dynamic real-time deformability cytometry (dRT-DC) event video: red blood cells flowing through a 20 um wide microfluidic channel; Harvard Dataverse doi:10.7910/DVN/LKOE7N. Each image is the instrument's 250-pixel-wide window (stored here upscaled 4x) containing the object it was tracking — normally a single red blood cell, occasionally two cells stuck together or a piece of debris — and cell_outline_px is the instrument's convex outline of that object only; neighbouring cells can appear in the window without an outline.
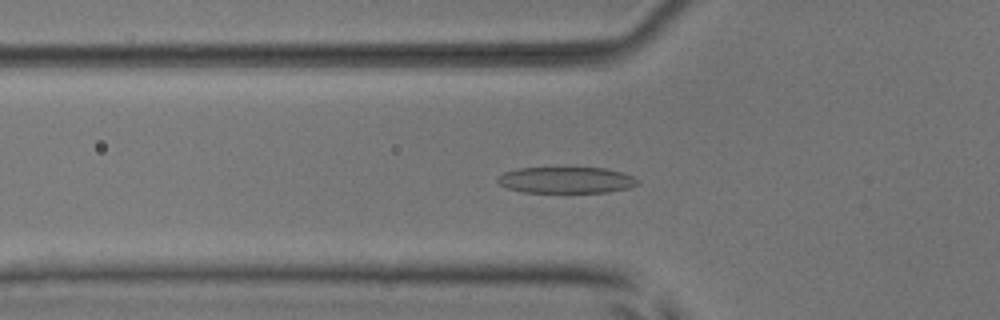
{"species": "common noctule bat (a hibernating species)", "species_latin": "Nyctalus noctula", "temperature_condition": "room temperature", "stored_images_in_passage": 52, "camera_frame_rate_fps": 3000, "um_per_image_px": 0.085, "animal": {"sex": "male", "body_mass_g": 17.9, "forearm_length_mm": 54.2}, "frame": {"image": 1, "passage_image": 19, "time_ms": 6.0, "image_size_px": [1000, 320], "cell_outline_px": [[640, 184], [628, 188], [608, 192], [524, 192], [508, 188], [500, 184], [496, 180], [504, 172], [520, 168], [604, 168], [624, 172], [640, 180]], "centroid_in_image_um": [48.18, 15.3], "position_along_channel_um": 77.6, "area_um2": 21.39}}
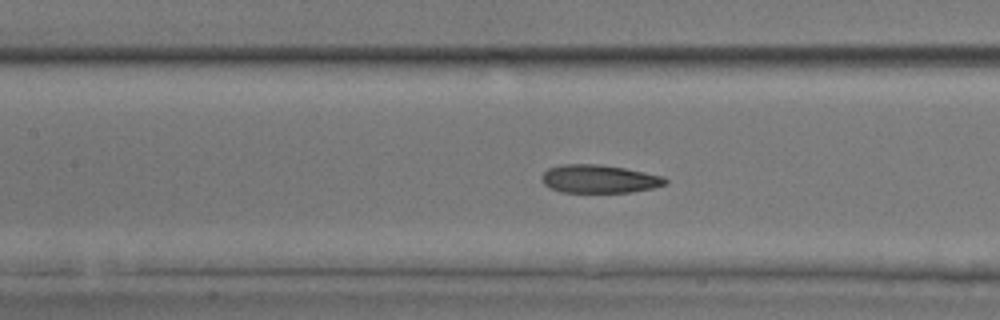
{"frame": {"image": 2, "passage_image": 25, "time_ms": 8.0, "image_size_px": [1000, 320], "cell_outline_px": [[668, 184], [652, 188], [632, 192], [560, 192], [544, 184], [540, 180], [544, 172], [548, 168], [560, 164], [596, 164], [624, 168], [664, 176], [668, 180]], "centroid_in_image_um": [50.93, 15.21], "position_along_channel_um": 156.5, "area_um2": 20.35}}
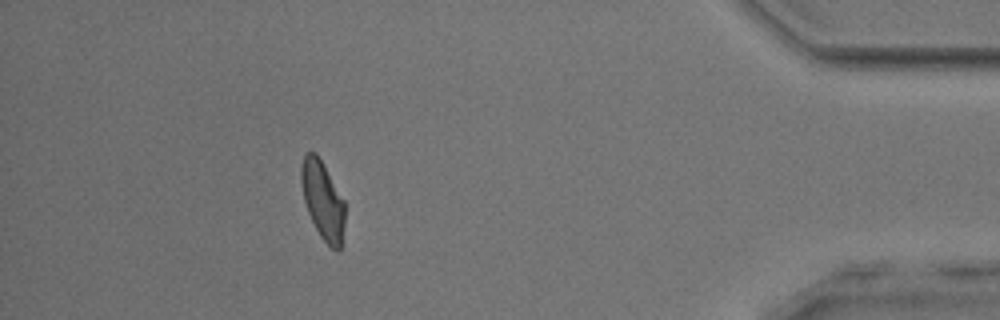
{"frame": {"image": 3, "passage_image": 48, "time_ms": 15.667, "image_size_px": [1000, 320], "cell_outline_px": [[344, 224], [340, 252], [336, 252], [320, 236], [308, 212], [304, 200], [300, 180], [300, 168], [304, 156], [308, 152], [316, 152], [344, 200]], "centroid_in_image_um": [27.43, 17.03], "position_along_channel_um": 407.8, "area_um2": 19.71}, "authors_computed_cell_mechanics": {"area_um2": 21.0392, "velocity_mm_per_s": 3.9292, "shape_relaxation_time_tau1_ms": 4.4538, "shape_relaxation_time_tau2_ms": 2.0494, "deformation_change_tau1": 0.1847, "deformation_change_tau2": 0.1}}